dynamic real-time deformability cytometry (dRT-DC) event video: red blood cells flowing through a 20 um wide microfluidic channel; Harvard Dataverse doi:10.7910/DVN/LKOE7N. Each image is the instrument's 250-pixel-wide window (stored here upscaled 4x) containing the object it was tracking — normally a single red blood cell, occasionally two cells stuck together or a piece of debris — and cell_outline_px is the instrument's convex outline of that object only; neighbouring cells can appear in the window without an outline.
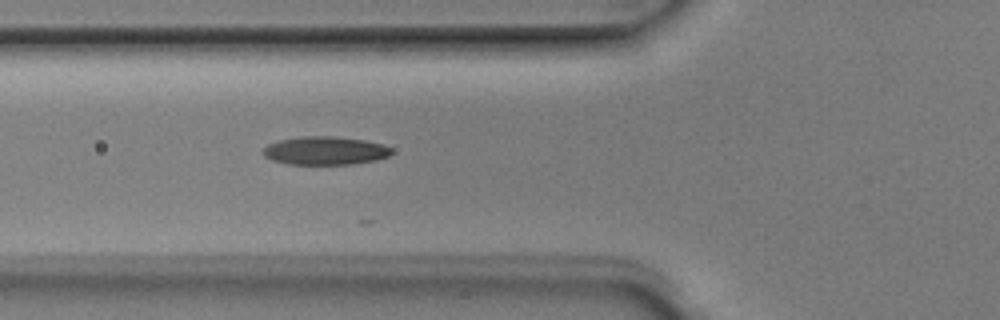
{"species": "Egyptian fruit bat (a non-hibernating species)", "species_latin": "Rousettus aegyptiacus", "temperature_condition": "room temperature", "stored_images_in_passage": 4, "camera_frame_rate_fps": 3000, "um_per_image_px": 0.085, "animal": {"sex": "male"}, "frame": {"image": 1, "passage_image": 4, "time_ms": 1.0, "image_size_px": [1000, 320], "cell_outline_px": [[392, 152], [388, 156], [376, 160], [352, 164], [288, 164], [272, 160], [264, 156], [264, 148], [268, 144], [280, 140], [304, 136], [332, 136], [364, 140], [384, 144], [392, 148]], "centroid_in_image_um": [27.66, 12.81], "position_along_channel_um": 98.1, "area_um2": 21.1}}